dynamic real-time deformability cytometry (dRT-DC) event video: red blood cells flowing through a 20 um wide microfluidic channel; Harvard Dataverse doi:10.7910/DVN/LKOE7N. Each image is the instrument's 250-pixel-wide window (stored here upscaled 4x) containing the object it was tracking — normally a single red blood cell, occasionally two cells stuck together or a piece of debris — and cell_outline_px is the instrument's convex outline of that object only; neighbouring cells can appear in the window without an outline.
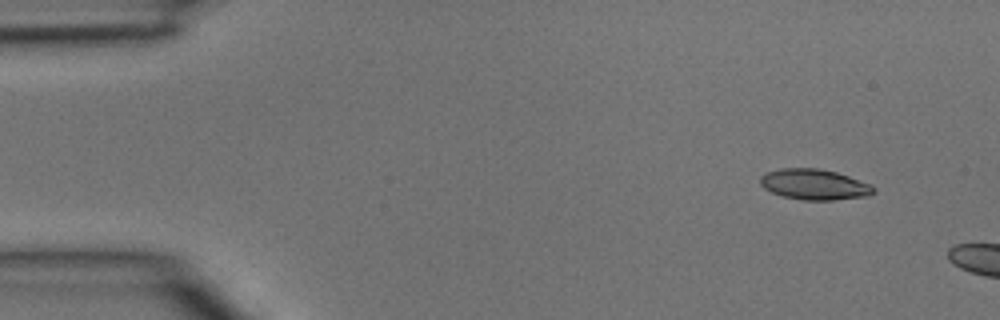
{"species": "common noctule bat (a hibernating species)", "species_latin": "Nyctalus noctula", "temperature_condition": "room temperature", "stored_images_in_passage": 2, "camera_frame_rate_fps": 3000, "um_per_image_px": 0.085, "animal": {"sex": "male", "body_mass_g": 15.6}, "frame": {"image": 1, "passage_image": 1, "time_ms": 0.0, "image_size_px": [1000, 320], "cell_outline_px": [[876, 192], [868, 196], [832, 200], [804, 200], [784, 196], [772, 192], [764, 188], [760, 184], [760, 176], [768, 172], [780, 168], [820, 168], [836, 172], [872, 184], [876, 188]], "centroid_in_image_um": [69.25, 15.67], "position_along_channel_um": 15.7, "area_um2": 20.29}}